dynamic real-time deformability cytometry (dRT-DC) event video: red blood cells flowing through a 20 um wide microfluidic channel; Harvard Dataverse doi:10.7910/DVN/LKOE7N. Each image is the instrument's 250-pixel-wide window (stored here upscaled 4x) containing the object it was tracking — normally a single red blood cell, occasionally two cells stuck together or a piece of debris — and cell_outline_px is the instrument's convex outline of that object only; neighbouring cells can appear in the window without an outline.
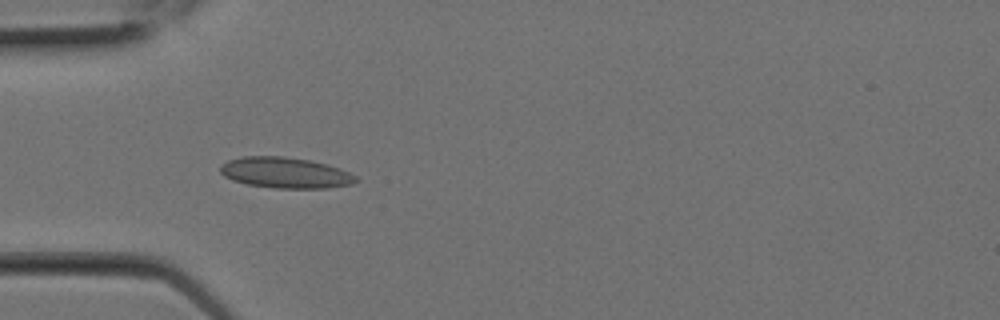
{"species": "Egyptian fruit bat (a non-hibernating species)", "species_latin": "Rousettus aegyptiacus", "temperature_condition": "room temperature", "stored_images_in_passage": 8, "camera_frame_rate_fps": 3000, "um_per_image_px": 0.085, "animal": {"sex": "female"}, "frame": {"image": 1, "passage_image": 7, "time_ms": 2.0, "image_size_px": [1000, 320], "cell_outline_px": [[360, 180], [352, 184], [328, 188], [276, 188], [248, 184], [232, 180], [224, 176], [220, 172], [220, 164], [228, 160], [240, 156], [280, 156], [312, 160], [328, 164], [340, 168], [356, 176]], "centroid_in_image_um": [24.26, 14.67], "position_along_channel_um": 60.7, "area_um2": 24.57}}